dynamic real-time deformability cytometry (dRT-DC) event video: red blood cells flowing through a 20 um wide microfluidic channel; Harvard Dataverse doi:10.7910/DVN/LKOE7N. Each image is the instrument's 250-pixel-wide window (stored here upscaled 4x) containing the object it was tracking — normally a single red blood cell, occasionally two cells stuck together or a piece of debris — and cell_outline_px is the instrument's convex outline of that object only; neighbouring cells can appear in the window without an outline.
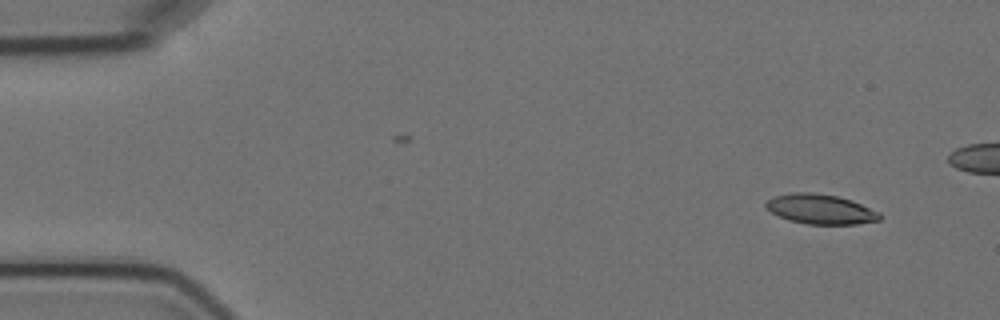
{"species": "Egyptian fruit bat (a non-hibernating species)", "species_latin": "Rousettus aegyptiacus", "temperature_condition": "cold", "stored_images_in_passage": 10, "camera_frame_rate_fps": 3000, "um_per_image_px": 0.085, "animal": {"sex": "female"}, "frame": {"image": 1, "passage_image": 1, "time_ms": 0.0, "image_size_px": [1000, 320], "cell_outline_px": [[880, 220], [856, 224], [808, 224], [788, 220], [772, 212], [764, 204], [772, 196], [792, 192], [812, 192], [840, 196], [852, 200], [880, 212]], "centroid_in_image_um": [69.75, 17.76], "position_along_channel_um": 15.2, "area_um2": 19.83}}
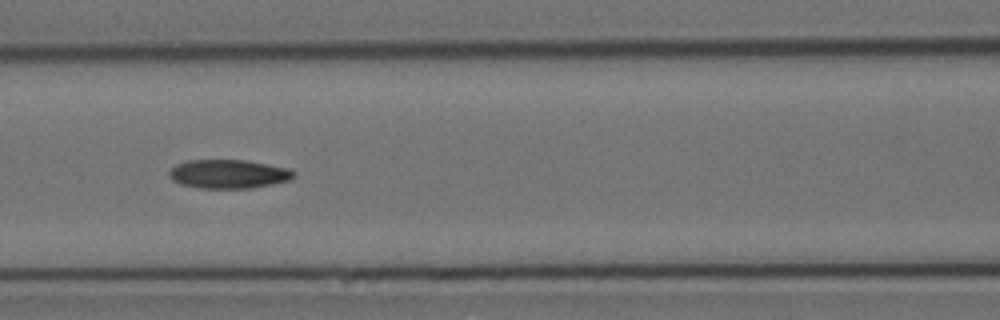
{"frame": {"image": 2, "passage_image": 6, "time_ms": 6.667, "image_size_px": [1000, 320], "cell_outline_px": [[296, 176], [292, 180], [252, 188], [200, 188], [180, 184], [172, 180], [168, 176], [168, 172], [176, 164], [188, 160], [244, 160], [268, 164], [288, 168], [296, 172]], "centroid_in_image_um": [19.44, 14.79], "position_along_channel_um": 147.2, "area_um2": 21.1}}
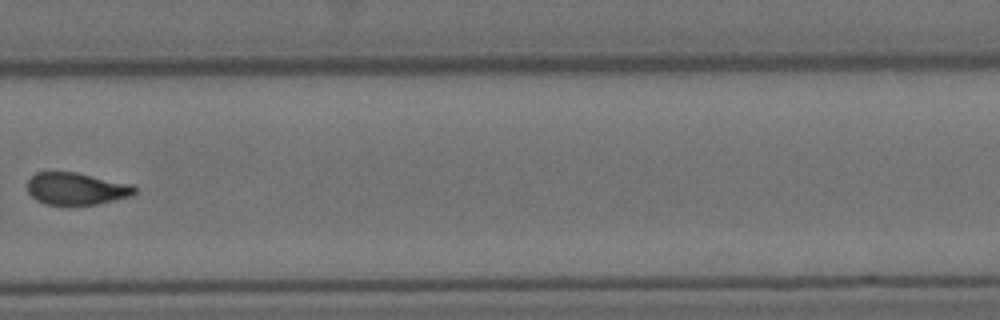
{"frame": {"image": 3, "passage_image": 10, "time_ms": 11.667, "image_size_px": [1000, 320], "cell_outline_px": [[136, 192], [132, 196], [96, 204], [44, 204], [36, 200], [28, 192], [28, 180], [36, 172], [76, 172], [132, 184], [136, 188]], "centroid_in_image_um": [6.5, 16.03], "position_along_channel_um": 323.3, "area_um2": 20.0}}